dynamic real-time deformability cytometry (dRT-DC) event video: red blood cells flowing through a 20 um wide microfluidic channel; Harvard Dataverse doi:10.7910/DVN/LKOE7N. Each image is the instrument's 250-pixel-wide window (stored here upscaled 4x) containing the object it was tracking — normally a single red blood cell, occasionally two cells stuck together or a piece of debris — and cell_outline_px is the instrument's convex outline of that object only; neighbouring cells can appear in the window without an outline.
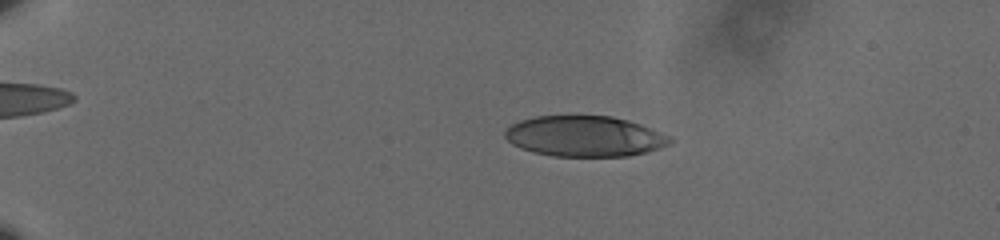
{"species": "human", "species_latin": "Homo sapiens", "temperature_condition": "cold", "stored_images_in_passage": 61, "camera_frame_rate_fps": 3000, "um_per_image_px": 0.085, "donor": {"sex": "male"}, "frame": {"image": 1, "passage_image": 15, "time_ms": 4.667, "image_size_px": [1000, 240], "cell_outline_px": [[672, 144], [660, 148], [628, 156], [552, 156], [532, 152], [520, 148], [512, 144], [504, 136], [504, 132], [512, 124], [520, 120], [536, 116], [612, 116], [628, 120], [640, 124], [672, 136]], "centroid_in_image_um": [49.71, 11.58], "position_along_channel_um": 35.3, "area_um2": 39.19}}
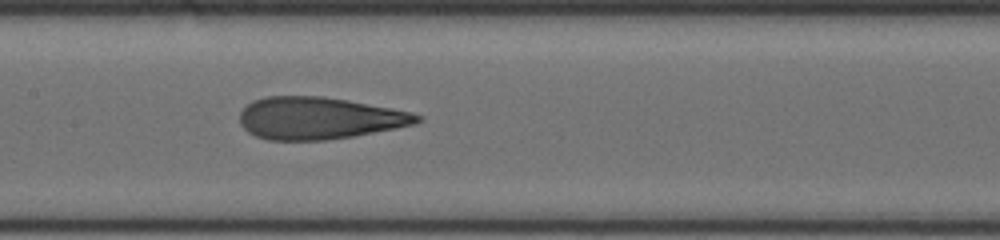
{"frame": {"image": 2, "passage_image": 34, "time_ms": 11.0, "image_size_px": [1000, 240], "cell_outline_px": [[424, 120], [416, 124], [352, 136], [324, 140], [268, 140], [256, 136], [248, 132], [240, 124], [240, 112], [252, 100], [264, 96], [324, 96], [348, 100], [392, 108], [412, 112], [424, 116]], "centroid_in_image_um": [27.13, 10.03], "position_along_channel_um": 180.3, "area_um2": 43.7}}
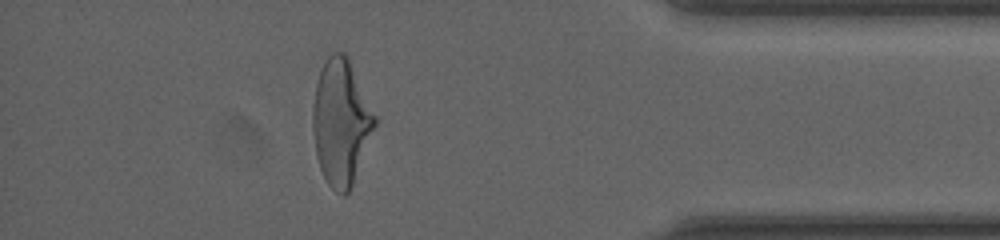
{"frame": {"image": 3, "passage_image": 55, "time_ms": 18.0, "image_size_px": [1000, 240], "cell_outline_px": [[376, 124], [352, 184], [348, 192], [344, 196], [336, 192], [328, 184], [320, 168], [316, 156], [312, 128], [312, 104], [316, 84], [324, 60], [332, 52], [344, 52], [348, 56], [376, 116]], "centroid_in_image_um": [28.96, 10.35], "position_along_channel_um": 406.2, "area_um2": 45.2}, "authors_computed_cell_mechanics": {"area_um2": 43.1766, "velocity_mm_per_s": 3.6098, "shape_relaxation_time_tau1_ms": 5.46, "shape_relaxation_time_tau2_ms": 1.2032, "deformation_change_tau1": 0.2199, "deformation_change_tau2": 0.0974}}